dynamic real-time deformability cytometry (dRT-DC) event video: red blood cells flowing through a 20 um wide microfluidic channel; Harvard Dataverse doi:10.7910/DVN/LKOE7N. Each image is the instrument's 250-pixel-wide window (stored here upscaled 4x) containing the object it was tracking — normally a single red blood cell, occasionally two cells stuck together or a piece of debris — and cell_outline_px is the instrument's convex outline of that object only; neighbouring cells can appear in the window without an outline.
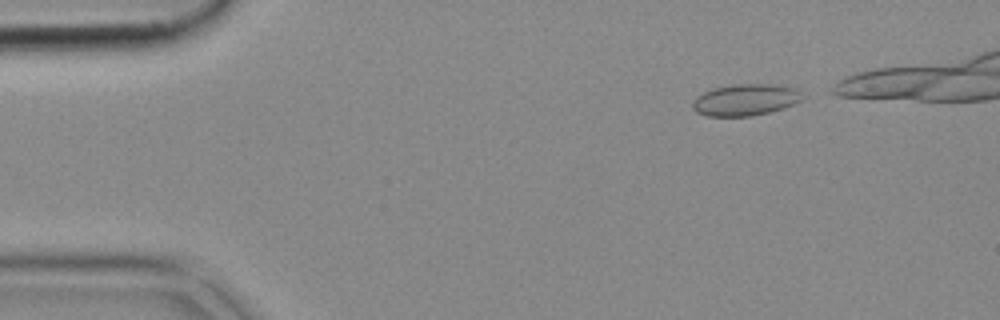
{"species": "common noctule bat (a hibernating species)", "species_latin": "Nyctalus noctula", "temperature_condition": "cold", "stored_images_in_passage": 38, "camera_frame_rate_fps": 3000, "um_per_image_px": 0.085, "animal": {"sex": "female", "body_mass_g": 18.4}, "frame": {"image": 1, "passage_image": 2, "time_ms": 0.333, "image_size_px": [1000, 320], "cell_outline_px": [[800, 100], [784, 108], [752, 116], [708, 116], [696, 112], [692, 108], [692, 100], [696, 96], [712, 88], [732, 84], [768, 84], [796, 88]], "centroid_in_image_um": [63.26, 8.49], "position_along_channel_um": 21.7, "area_um2": 20.0}}
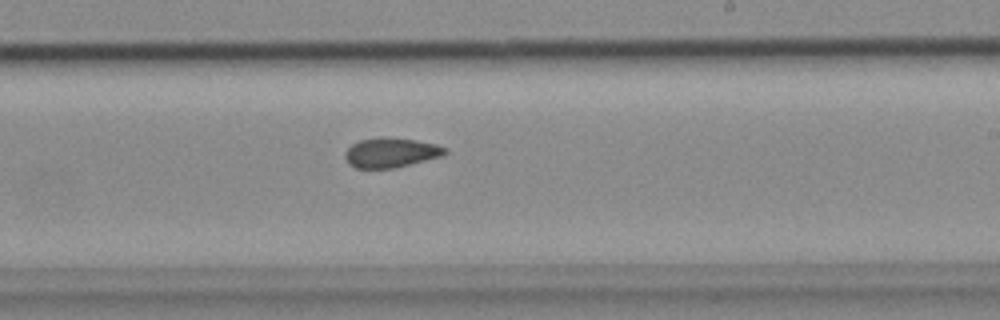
{"frame": {"image": 2, "passage_image": 26, "time_ms": 8.333, "image_size_px": [1000, 320], "cell_outline_px": [[448, 152], [444, 156], [392, 168], [356, 168], [348, 164], [344, 156], [344, 152], [352, 144], [360, 140], [416, 140], [436, 144], [448, 148]], "centroid_in_image_um": [33.26, 13.02], "position_along_channel_um": 255.7, "area_um2": 16.65}}
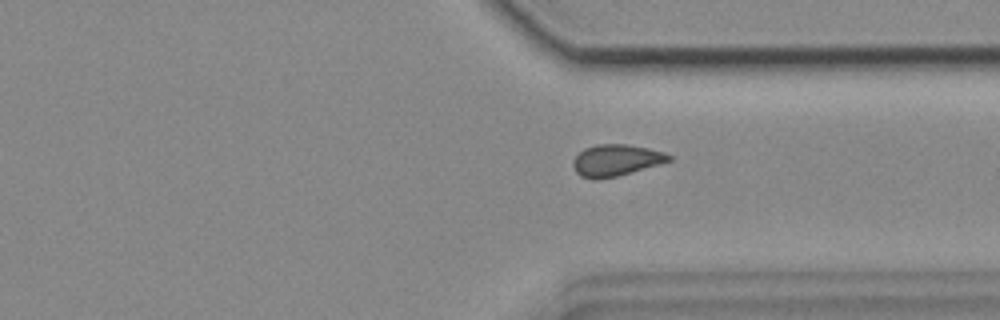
{"frame": {"image": 3, "passage_image": 34, "time_ms": 11.0, "image_size_px": [1000, 320], "cell_outline_px": [[672, 160], [660, 164], [616, 176], [596, 180], [592, 180], [580, 176], [576, 172], [572, 164], [572, 160], [584, 148], [596, 144], [628, 144], [648, 148], [664, 152], [672, 156]], "centroid_in_image_um": [52.34, 13.62], "position_along_channel_um": 359.1, "area_um2": 17.69}}